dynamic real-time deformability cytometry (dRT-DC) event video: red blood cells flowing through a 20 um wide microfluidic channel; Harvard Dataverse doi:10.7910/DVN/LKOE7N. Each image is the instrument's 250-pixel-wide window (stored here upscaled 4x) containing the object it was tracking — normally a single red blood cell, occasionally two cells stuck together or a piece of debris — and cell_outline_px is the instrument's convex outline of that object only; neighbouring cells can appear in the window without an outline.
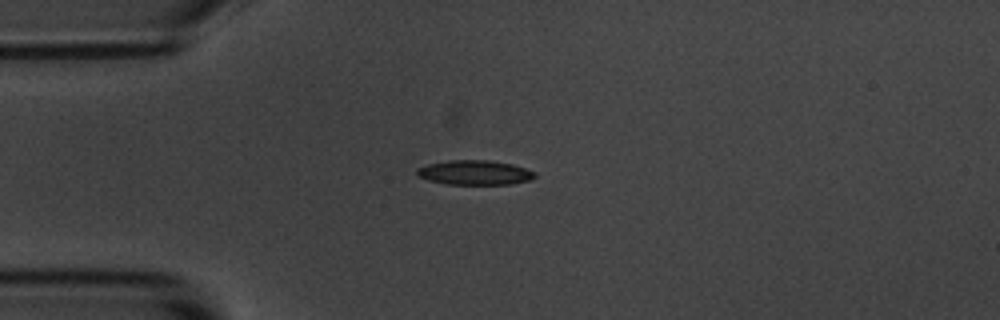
{"species": "common noctule bat (a hibernating species)", "species_latin": "Nyctalus noctula", "temperature_condition": "room temperature", "stored_images_in_passage": 4, "camera_frame_rate_fps": 3000, "um_per_image_px": 0.085, "animal": {"sex": "male", "body_mass_g": 20.1, "forearm_length_mm": 53.5}, "frame": {"image": 1, "passage_image": 3, "time_ms": 2.333, "image_size_px": [1000, 320], "cell_outline_px": [[536, 176], [532, 180], [512, 184], [448, 184], [428, 180], [420, 176], [416, 172], [416, 168], [428, 164], [448, 160], [488, 160], [512, 164], [536, 172]], "centroid_in_image_um": [40.38, 14.67], "position_along_channel_um": 44.6, "area_um2": 16.88}}